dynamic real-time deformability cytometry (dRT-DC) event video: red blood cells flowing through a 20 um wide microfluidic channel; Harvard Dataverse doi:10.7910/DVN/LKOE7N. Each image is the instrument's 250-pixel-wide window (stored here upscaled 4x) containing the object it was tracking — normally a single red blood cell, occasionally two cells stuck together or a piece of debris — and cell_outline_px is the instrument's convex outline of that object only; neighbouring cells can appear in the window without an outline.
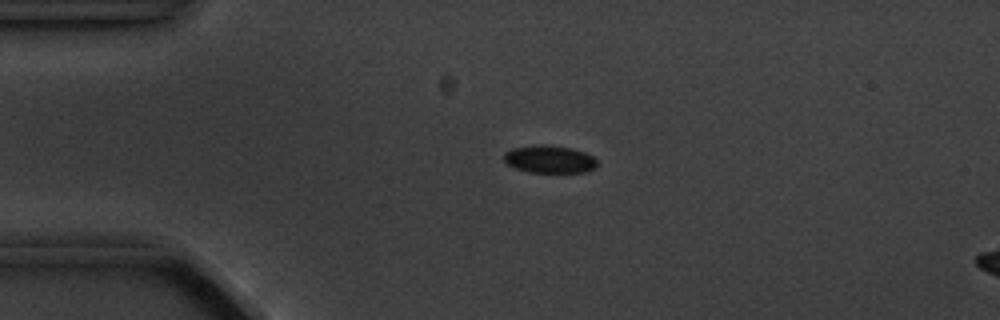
{"species": "common noctule bat (a hibernating species)", "species_latin": "Nyctalus noctula", "temperature_condition": "cold", "stored_images_in_passage": 5, "camera_frame_rate_fps": 3000, "um_per_image_px": 0.085, "animal": {"sex": "male", "body_mass_g": 20.1, "forearm_length_mm": 53.5}, "frame": {"image": 1, "passage_image": 3, "time_ms": 2.333, "image_size_px": [1000, 320], "cell_outline_px": [[596, 168], [584, 172], [528, 172], [516, 168], [508, 164], [504, 160], [504, 152], [512, 148], [540, 144], [548, 144], [572, 148], [584, 152], [592, 156], [596, 160]], "centroid_in_image_um": [46.7, 13.52], "position_along_channel_um": 38.3, "area_um2": 15.03}}